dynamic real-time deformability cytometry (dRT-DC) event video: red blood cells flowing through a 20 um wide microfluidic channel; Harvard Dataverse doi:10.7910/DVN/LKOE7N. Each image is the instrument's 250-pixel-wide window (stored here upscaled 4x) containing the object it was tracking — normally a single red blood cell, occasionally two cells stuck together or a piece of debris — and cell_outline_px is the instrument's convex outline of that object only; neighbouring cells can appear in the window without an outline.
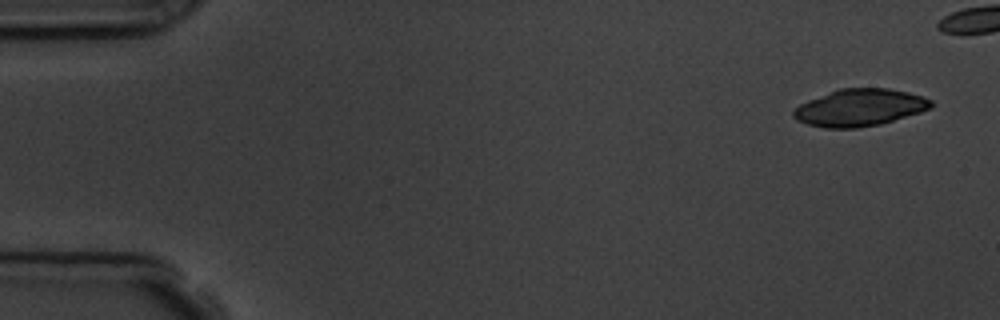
{"species": "common noctule bat (a hibernating species)", "species_latin": "Nyctalus noctula", "temperature_condition": "room temperature", "stored_images_in_passage": 7, "camera_frame_rate_fps": 3000, "um_per_image_px": 0.085, "animal": {"sex": "male", "body_mass_g": 19.5, "forearm_length_mm": 54.6}, "frame": {"image": 1, "passage_image": 1, "time_ms": 0.0, "image_size_px": [1000, 320], "cell_outline_px": [[932, 108], [920, 112], [880, 124], [856, 128], [824, 128], [808, 124], [796, 120], [792, 116], [792, 108], [808, 100], [840, 88], [888, 88], [908, 92], [924, 96], [932, 100]], "centroid_in_image_um": [73.06, 9.14], "position_along_channel_um": 11.9, "area_um2": 29.82}}